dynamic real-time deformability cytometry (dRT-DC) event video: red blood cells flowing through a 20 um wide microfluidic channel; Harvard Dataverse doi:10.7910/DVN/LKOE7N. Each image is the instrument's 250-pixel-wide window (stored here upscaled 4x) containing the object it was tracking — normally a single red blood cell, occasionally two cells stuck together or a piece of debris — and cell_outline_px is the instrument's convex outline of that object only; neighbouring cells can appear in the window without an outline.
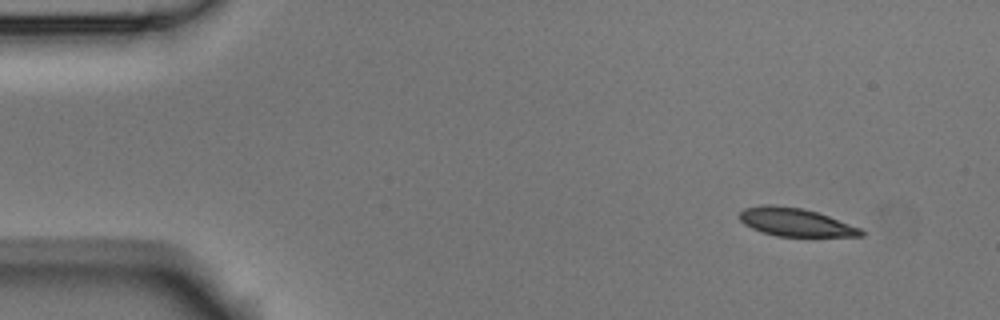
{"species": "Egyptian fruit bat (a non-hibernating species)", "species_latin": "Rousettus aegyptiacus", "temperature_condition": "room temperature", "stored_images_in_passage": 5, "segment_of_instrument_passage": [1, 2], "camera_frame_rate_fps": 3000, "um_per_image_px": 0.085, "animal": {"sex": "male"}, "frame": {"image": 1, "passage_image": 1, "time_ms": 0.0, "image_size_px": [1000, 320], "cell_outline_px": [[868, 232], [864, 236], [776, 236], [760, 232], [744, 224], [740, 220], [740, 212], [744, 208], [760, 204], [772, 204], [800, 208], [816, 212], [828, 216], [860, 228]], "centroid_in_image_um": [67.59, 18.89], "position_along_channel_um": 17.4, "area_um2": 19.94}}
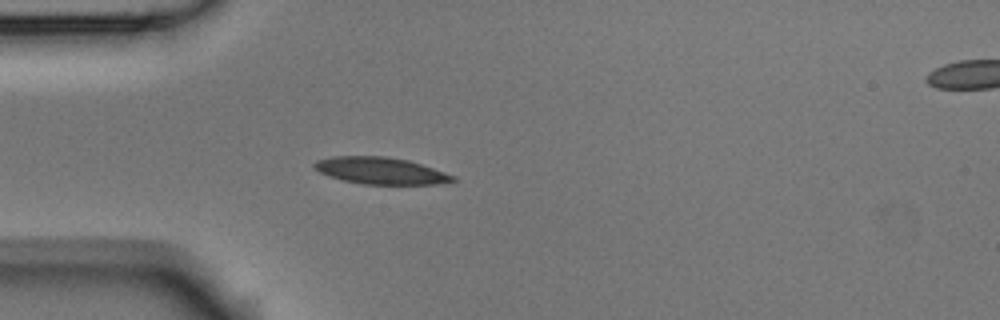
{"frame": {"image": 2, "passage_image": 4, "time_ms": 1.0, "image_size_px": [1000, 320], "cell_outline_px": [[456, 180], [436, 184], [360, 184], [328, 176], [312, 168], [312, 164], [316, 160], [332, 156], [384, 156], [408, 160], [456, 176]], "centroid_in_image_um": [32.29, 14.5], "position_along_channel_um": 52.7, "area_um2": 21.62}}